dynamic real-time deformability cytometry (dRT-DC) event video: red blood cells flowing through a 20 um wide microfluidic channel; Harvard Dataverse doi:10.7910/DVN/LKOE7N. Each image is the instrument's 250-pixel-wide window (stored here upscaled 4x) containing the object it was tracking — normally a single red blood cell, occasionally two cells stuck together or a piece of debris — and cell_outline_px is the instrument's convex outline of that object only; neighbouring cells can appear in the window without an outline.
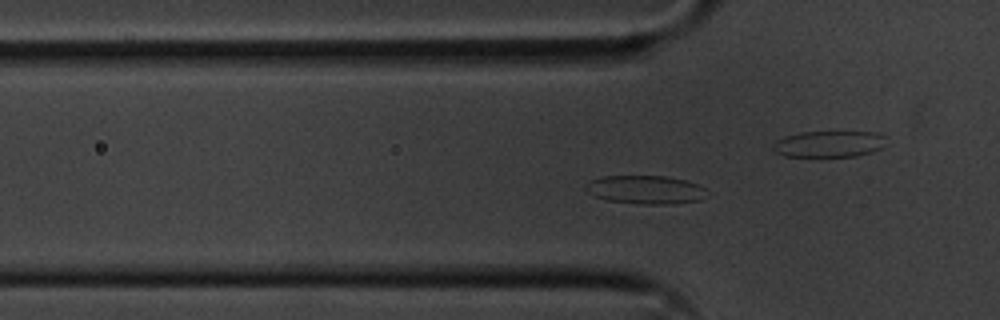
{"species": "common noctule bat (a hibernating species)", "species_latin": "Nyctalus noctula", "temperature_condition": "cold", "stored_images_in_passage": 52, "camera_frame_rate_fps": 3000, "um_per_image_px": 0.085, "animal": {"sex": "male", "body_mass_g": 20.1, "forearm_length_mm": 53.5}, "frame": {"image": 1, "passage_image": 12, "time_ms": 3.667, "image_size_px": [1000, 320], "cell_outline_px": [[708, 196], [700, 200], [672, 204], [640, 204], [608, 200], [596, 196], [588, 192], [584, 188], [588, 180], [604, 176], [668, 176], [700, 184], [704, 188]], "centroid_in_image_um": [54.89, 16.12], "position_along_channel_um": 70.9, "area_um2": 20.23}}
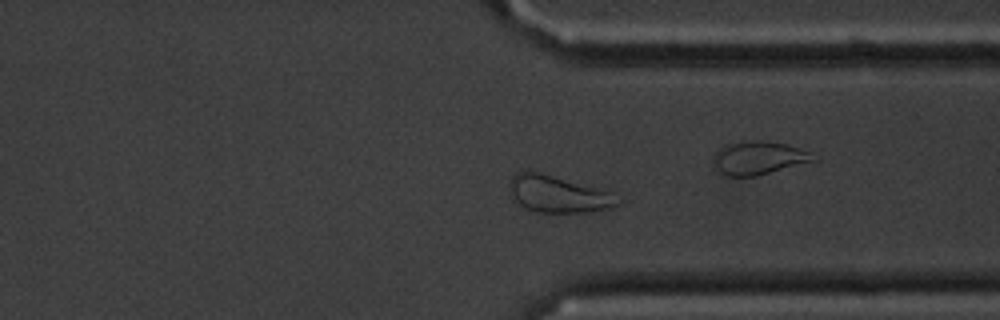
{"frame": {"image": 2, "passage_image": 37, "time_ms": 12.0, "image_size_px": [1000, 320], "cell_outline_px": [[624, 200], [620, 204], [608, 208], [584, 212], [536, 212], [524, 208], [516, 204], [512, 200], [508, 192], [508, 184], [512, 176], [516, 172], [528, 168], [608, 192]], "centroid_in_image_um": [47.31, 16.48], "position_along_channel_um": 364.1, "area_um2": 23.58}}
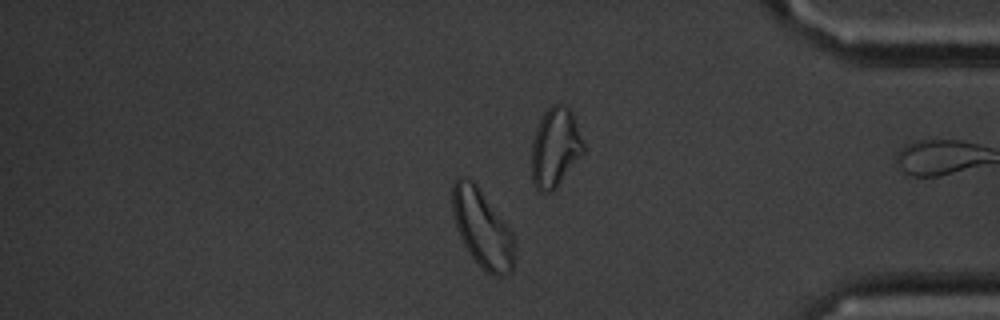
{"frame": {"image": 3, "passage_image": 42, "time_ms": 13.667, "image_size_px": [1000, 320], "cell_outline_px": [[516, 256], [512, 272], [504, 276], [492, 276], [468, 252], [456, 228], [452, 208], [452, 184], [460, 176], [468, 176], [476, 184], [512, 232]], "centroid_in_image_um": [41.0, 19.42], "position_along_channel_um": 394.2, "area_um2": 28.15}, "authors_computed_cell_mechanics": {"area_um2": 20.4901, "velocity_mm_per_s": 3.5173, "shape_relaxation_time_tau1_ms": 3.1963, "shape_relaxation_time_tau2_ms": 2.4525, "deformation_change_tau1": 0.0656, "deformation_change_tau2": 0.057}}